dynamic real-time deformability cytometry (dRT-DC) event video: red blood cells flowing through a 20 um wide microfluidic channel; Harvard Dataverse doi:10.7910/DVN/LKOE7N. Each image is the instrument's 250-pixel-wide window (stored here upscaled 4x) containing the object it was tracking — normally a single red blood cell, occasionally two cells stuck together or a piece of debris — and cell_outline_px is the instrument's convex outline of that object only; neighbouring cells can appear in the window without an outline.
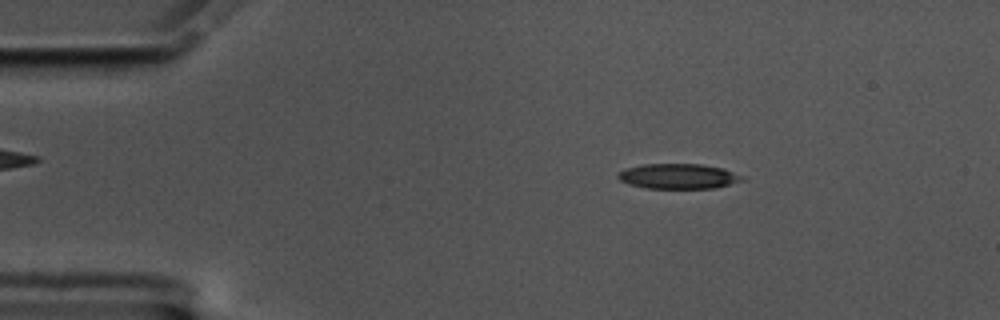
{"species": "common noctule bat (a hibernating species)", "species_latin": "Nyctalus noctula", "temperature_condition": "cold", "stored_images_in_passage": 58, "camera_frame_rate_fps": 3000, "um_per_image_px": 0.085, "animal": {"sex": "male", "body_mass_g": 17.5, "forearm_length_mm": 52.3}, "frame": {"image": 1, "passage_image": 10, "time_ms": 3.0, "image_size_px": [1000, 320], "cell_outline_px": [[744, 180], [712, 188], [648, 188], [628, 184], [620, 180], [616, 176], [620, 172], [628, 168], [644, 164], [700, 164], [724, 168], [744, 176]], "centroid_in_image_um": [57.67, 14.98], "position_along_channel_um": 27.3, "area_um2": 17.98}}
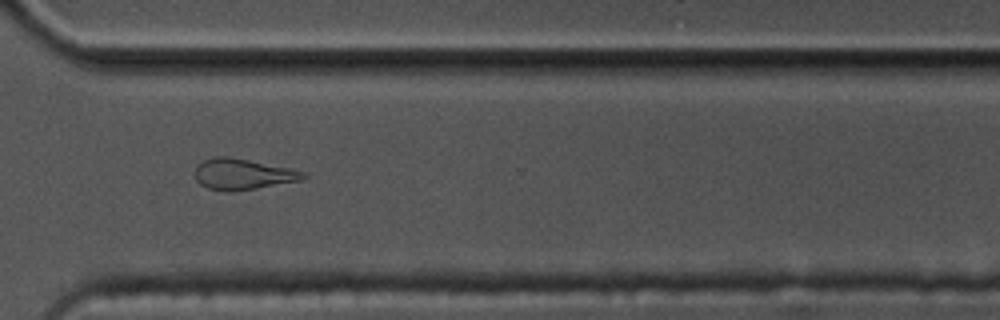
{"frame": {"image": 2, "passage_image": 43, "time_ms": 14.0, "image_size_px": [1000, 320], "cell_outline_px": [[308, 176], [300, 180], [256, 188], [208, 188], [200, 184], [196, 180], [196, 168], [204, 160], [216, 156], [228, 156], [288, 168], [304, 172]], "centroid_in_image_um": [20.65, 14.76], "position_along_channel_um": 350.0, "area_um2": 18.38}}
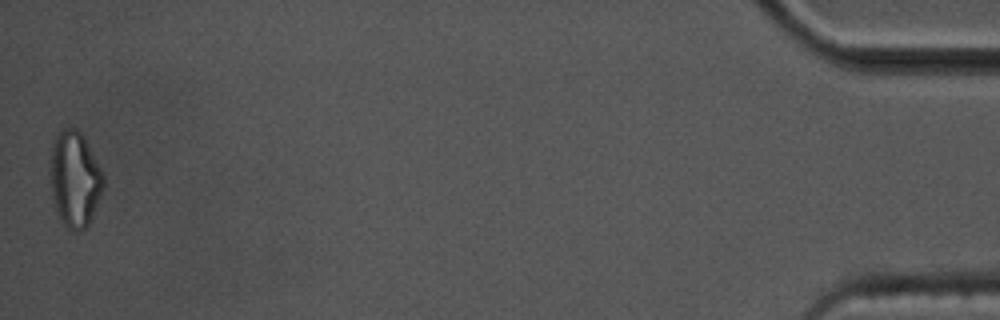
{"frame": {"image": 3, "passage_image": 58, "time_ms": 19.0, "image_size_px": [1000, 320], "cell_outline_px": [[104, 184], [92, 216], [88, 224], [84, 228], [76, 232], [72, 232], [64, 224], [56, 208], [52, 196], [52, 144], [56, 136], [64, 128], [76, 128], [84, 136], [104, 176]], "centroid_in_image_um": [6.38, 15.22], "position_along_channel_um": 428.8, "area_um2": 28.78}, "authors_computed_cell_mechanics": {"area_um2": 19.0162, "velocity_mm_per_s": 3.4624, "shape_relaxation_time_tau1_ms": null, "shape_relaxation_time_tau2_ms": 7.8199, "deformation_change_tau1": null, "deformation_change_tau2": 0.2131}}